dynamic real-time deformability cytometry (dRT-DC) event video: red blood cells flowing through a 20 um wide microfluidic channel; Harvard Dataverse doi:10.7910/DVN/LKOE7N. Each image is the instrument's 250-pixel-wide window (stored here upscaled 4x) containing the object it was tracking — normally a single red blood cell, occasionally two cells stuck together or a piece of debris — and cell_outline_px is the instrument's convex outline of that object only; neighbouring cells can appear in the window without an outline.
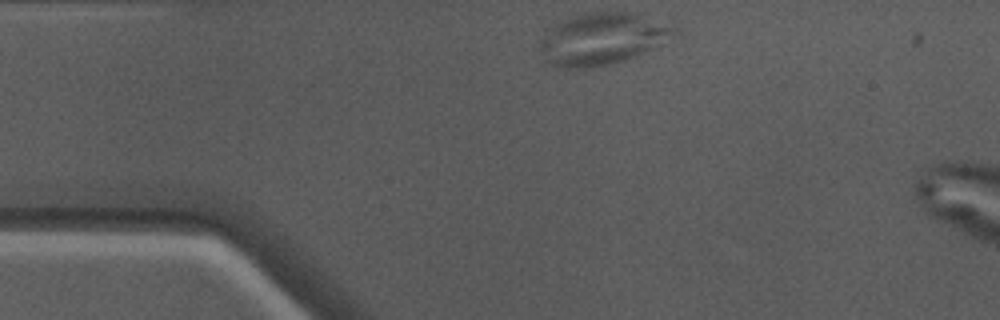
{"species": "Egyptian fruit bat (a non-hibernating species)", "species_latin": "Rousettus aegyptiacus", "temperature_condition": "warm", "stored_images_in_passage": 35, "camera_frame_rate_fps": 3000, "um_per_image_px": 0.085, "animal": {"sex": "male"}, "frame": {"image": 1, "passage_image": 1, "time_ms": 0.0, "image_size_px": [1000, 320], "cell_outline_px": [[680, 36], [636, 56], [624, 60], [608, 64], [588, 68], [568, 68], [548, 64], [544, 60], [536, 40], [552, 24], [560, 20], [584, 12], [632, 12], [680, 28]], "centroid_in_image_um": [51.18, 3.29], "position_along_channel_um": 33.8, "area_um2": 41.56}}
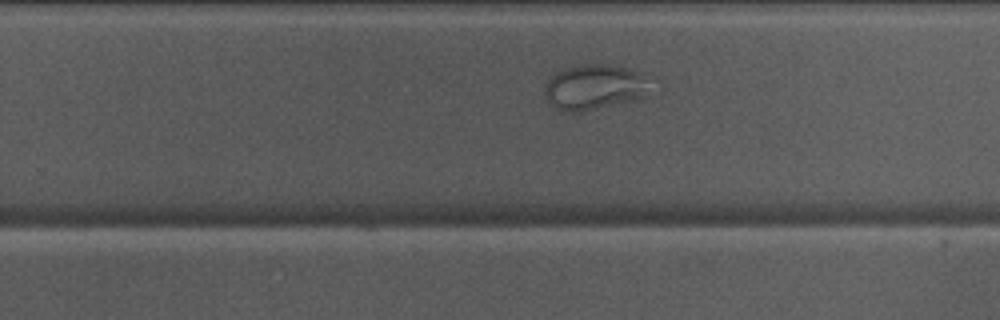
{"frame": {"image": 2, "passage_image": 22, "time_ms": 7.0, "image_size_px": [1000, 320], "cell_outline_px": [[644, 96], [596, 108], [576, 112], [564, 112], [556, 108], [548, 100], [544, 92], [544, 84], [552, 72], [564, 68], [584, 64], [612, 64], [628, 68], [640, 72]], "centroid_in_image_um": [50.33, 7.37], "position_along_channel_um": 279.5, "area_um2": 26.93}}
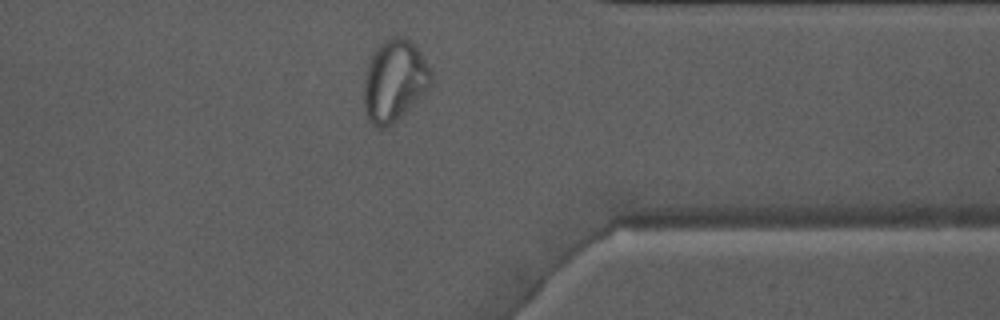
{"frame": {"image": 3, "passage_image": 30, "time_ms": 9.667, "image_size_px": [1000, 320], "cell_outline_px": [[436, 84], [392, 124], [384, 128], [376, 128], [368, 116], [364, 108], [364, 76], [368, 60], [376, 48], [384, 40], [392, 36], [404, 36], [416, 44], [424, 56], [432, 72]], "centroid_in_image_um": [33.58, 6.82], "position_along_channel_um": 377.8, "area_um2": 32.77}}